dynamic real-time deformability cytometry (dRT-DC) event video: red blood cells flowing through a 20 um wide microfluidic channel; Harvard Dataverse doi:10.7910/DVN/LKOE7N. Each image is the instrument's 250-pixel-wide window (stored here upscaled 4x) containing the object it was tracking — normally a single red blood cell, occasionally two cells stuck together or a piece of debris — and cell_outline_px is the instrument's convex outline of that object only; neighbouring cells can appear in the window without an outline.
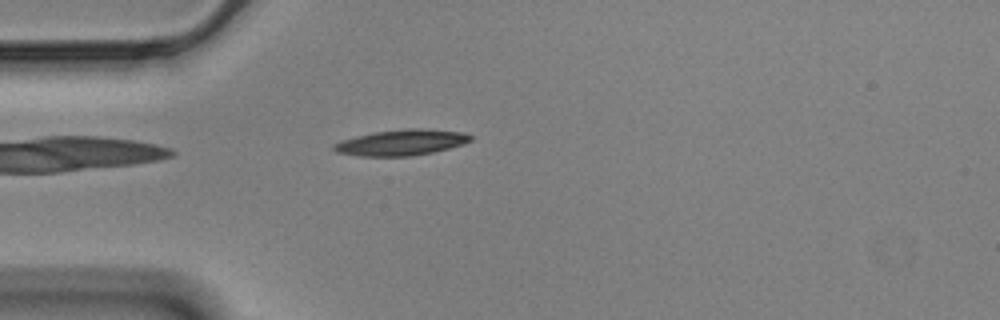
{"species": "Egyptian fruit bat (a non-hibernating species)", "species_latin": "Rousettus aegyptiacus", "temperature_condition": "cold", "stored_images_in_passage": 37, "camera_frame_rate_fps": 3000, "um_per_image_px": 0.085, "animal": {"sex": "male"}, "frame": {"image": 1, "passage_image": 1, "time_ms": 0.0, "image_size_px": [1000, 320], "cell_outline_px": [[472, 140], [464, 144], [432, 152], [412, 156], [360, 156], [336, 152], [332, 148], [332, 144], [340, 140], [356, 136], [376, 132], [408, 128], [424, 128], [464, 132], [472, 136]], "centroid_in_image_um": [34.11, 12.11], "position_along_channel_um": 50.9, "area_um2": 20.63}}
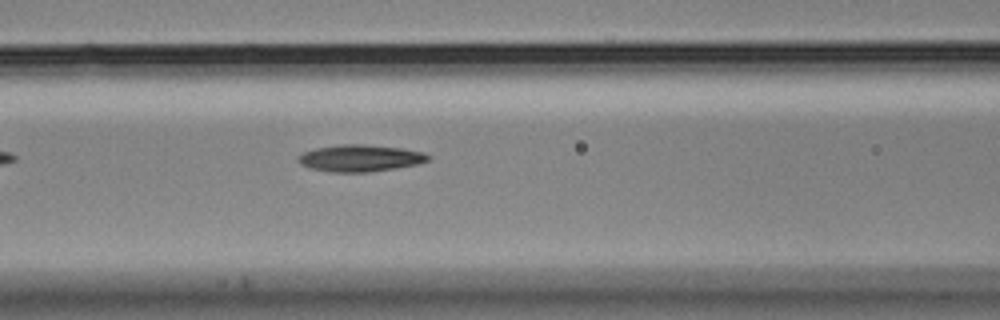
{"frame": {"image": 2, "passage_image": 9, "time_ms": 2.667, "image_size_px": [1000, 320], "cell_outline_px": [[432, 156], [428, 160], [416, 164], [396, 168], [368, 172], [332, 172], [308, 168], [300, 164], [300, 156], [304, 152], [316, 148], [344, 144], [364, 144], [400, 148], [424, 152]], "centroid_in_image_um": [30.64, 13.44], "position_along_channel_um": 136.0, "area_um2": 20.11}}
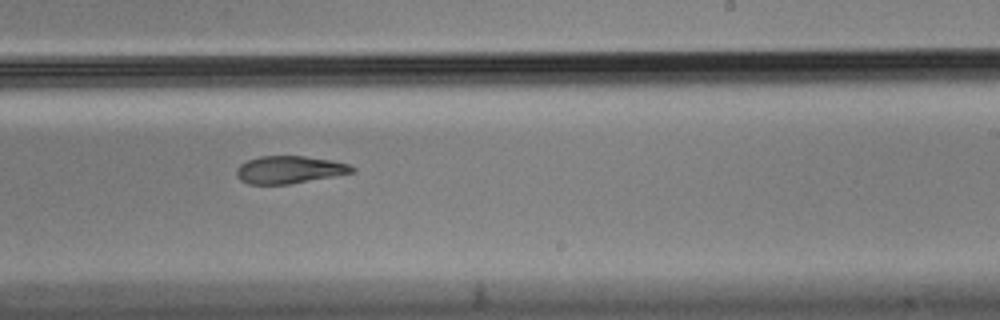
{"frame": {"image": 3, "passage_image": 20, "time_ms": 6.333, "image_size_px": [1000, 320], "cell_outline_px": [[356, 172], [288, 184], [248, 184], [240, 180], [236, 176], [236, 168], [240, 164], [248, 160], [260, 156], [304, 156], [332, 160], [348, 164], [356, 168]], "centroid_in_image_um": [24.58, 14.42], "position_along_channel_um": 264.4, "area_um2": 18.55}, "authors_computed_cell_mechanics": {"area_um2": 19.941, "velocity_mm_per_s": 3.5118, "shape_relaxation_time_tau1_ms": 9.6077, "shape_relaxation_time_tau2_ms": 5.28, "deformation_change_tau1": 0.2285, "deformation_change_tau2": 0.1324}}